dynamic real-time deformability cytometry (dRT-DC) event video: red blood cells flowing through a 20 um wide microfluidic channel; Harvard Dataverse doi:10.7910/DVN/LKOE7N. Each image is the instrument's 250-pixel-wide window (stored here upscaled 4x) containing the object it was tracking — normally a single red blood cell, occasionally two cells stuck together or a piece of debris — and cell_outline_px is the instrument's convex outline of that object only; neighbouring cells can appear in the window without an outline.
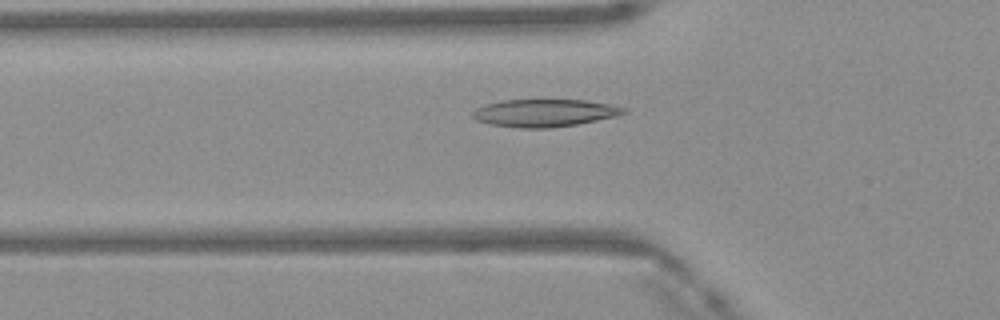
{"species": "Egyptian fruit bat (a non-hibernating species)", "species_latin": "Rousettus aegyptiacus", "temperature_condition": "warm", "stored_images_in_passage": 43, "camera_frame_rate_fps": 3000, "um_per_image_px": 0.085, "frame": {"image": 1, "passage_image": 11, "time_ms": 3.333, "image_size_px": [1000, 320], "cell_outline_px": [[628, 112], [616, 116], [576, 124], [548, 128], [520, 128], [492, 124], [476, 120], [472, 116], [472, 112], [476, 108], [484, 104], [500, 100], [588, 100], [608, 104], [624, 108]], "centroid_in_image_um": [46.24, 9.59], "position_along_channel_um": 79.6, "area_um2": 24.1}}
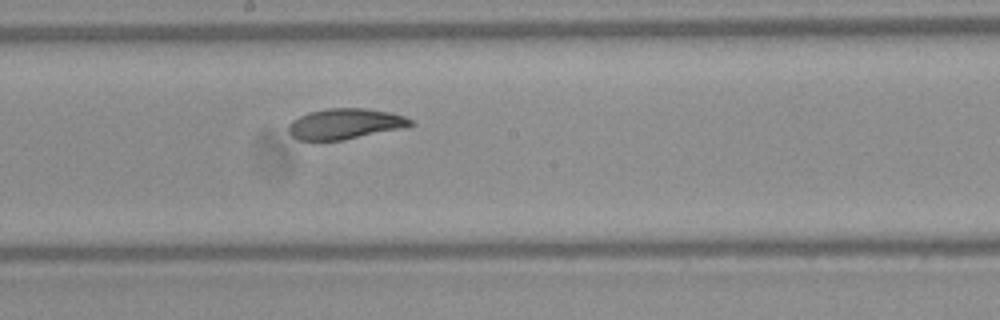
{"frame": {"image": 2, "passage_image": 21, "time_ms": 6.667, "image_size_px": [1000, 320], "cell_outline_px": [[412, 124], [408, 128], [344, 140], [300, 140], [292, 136], [288, 132], [288, 124], [292, 120], [308, 112], [328, 108], [364, 108], [388, 112], [404, 116], [412, 120]], "centroid_in_image_um": [29.35, 10.53], "position_along_channel_um": 218.9, "area_um2": 21.96}}
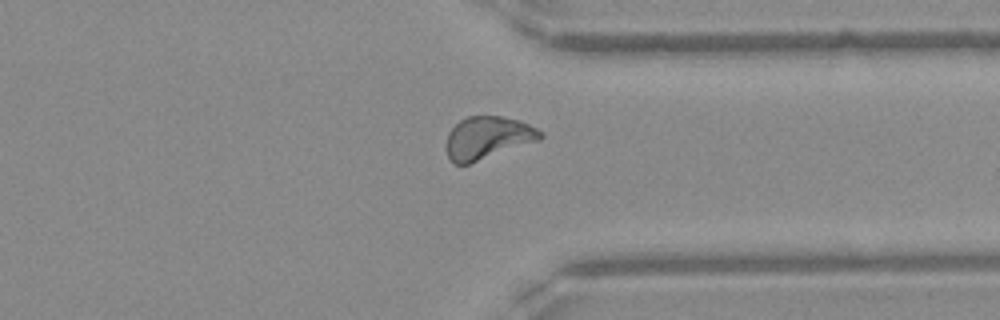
{"frame": {"image": 3, "passage_image": 32, "time_ms": 10.333, "image_size_px": [1000, 320], "cell_outline_px": [[544, 136], [540, 140], [468, 164], [452, 164], [448, 160], [448, 132], [460, 120], [468, 116], [500, 116], [520, 120], [544, 132]], "centroid_in_image_um": [41.48, 11.71], "position_along_channel_um": 369.9, "area_um2": 23.24}, "authors_computed_cell_mechanics": {"area_um2": 22.831, "velocity_mm_per_s": 4.1499, "shape_relaxation_time_tau1_ms": 5.7492, "shape_relaxation_time_tau2_ms": 3.7295, "deformation_change_tau1": 0.1801, "deformation_change_tau2": 0.0678}}